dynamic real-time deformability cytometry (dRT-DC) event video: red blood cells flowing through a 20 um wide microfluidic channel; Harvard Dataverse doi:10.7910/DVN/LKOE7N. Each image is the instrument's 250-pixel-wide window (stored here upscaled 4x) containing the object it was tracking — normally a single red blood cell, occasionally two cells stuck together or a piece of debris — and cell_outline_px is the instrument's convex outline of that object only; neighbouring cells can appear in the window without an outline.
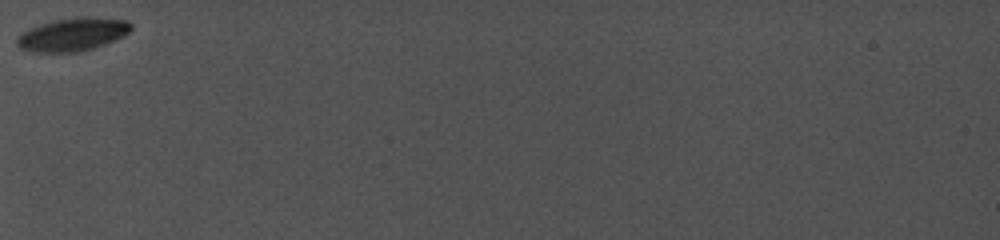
{"species": "common noctule bat (a hibernating species)", "species_latin": "Nyctalus noctula", "temperature_condition": "cold", "stored_images_in_passage": 41, "camera_frame_rate_fps": 5000, "um_per_image_px": 0.085, "animal": {"sex": "female", "body_mass_g": 19.0, "forearm_length_mm": 56.7}, "frame": {"image": 1, "passage_image": 1, "time_ms": 0.0, "image_size_px": [1000, 240], "cell_outline_px": [[132, 28], [124, 36], [104, 44], [92, 48], [76, 52], [28, 52], [20, 48], [16, 44], [16, 36], [40, 24], [56, 20], [128, 20], [132, 24]], "centroid_in_image_um": [6.1, 3.0], "position_along_channel_um": 78.9, "area_um2": 20.87}}
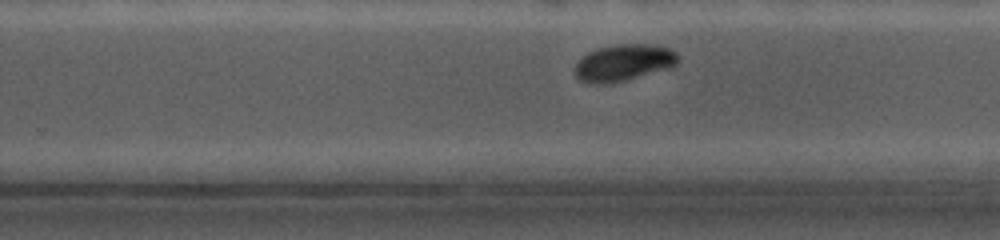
{"frame": {"image": 2, "passage_image": 27, "time_ms": 5.4, "image_size_px": [1000, 240], "cell_outline_px": [[680, 56], [676, 64], [664, 68], [624, 80], [604, 84], [596, 84], [580, 80], [576, 76], [576, 64], [588, 52], [596, 48], [620, 44], [648, 44], [668, 48], [676, 52]], "centroid_in_image_um": [52.99, 5.31], "position_along_channel_um": 276.8, "area_um2": 21.39}}
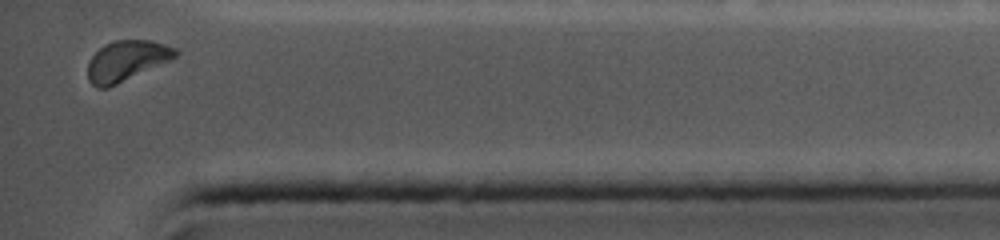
{"frame": {"image": 3, "passage_image": 41, "time_ms": 9.2, "image_size_px": [1000, 240], "cell_outline_px": [[180, 52], [176, 56], [168, 60], [108, 88], [96, 88], [88, 80], [88, 60], [104, 44], [116, 40], [148, 40], [164, 44], [176, 48]], "centroid_in_image_um": [10.71, 5.16], "position_along_channel_um": 424.5, "area_um2": 20.29}, "authors_computed_cell_mechanics": {"area_um2": 22.4842, "velocity_mm_per_s": 3.8605, "shape_relaxation_time_tau1_ms": 1.3658, "shape_relaxation_time_tau2_ms": null, "deformation_change_tau1": 0.0693, "deformation_change_tau2": null}}